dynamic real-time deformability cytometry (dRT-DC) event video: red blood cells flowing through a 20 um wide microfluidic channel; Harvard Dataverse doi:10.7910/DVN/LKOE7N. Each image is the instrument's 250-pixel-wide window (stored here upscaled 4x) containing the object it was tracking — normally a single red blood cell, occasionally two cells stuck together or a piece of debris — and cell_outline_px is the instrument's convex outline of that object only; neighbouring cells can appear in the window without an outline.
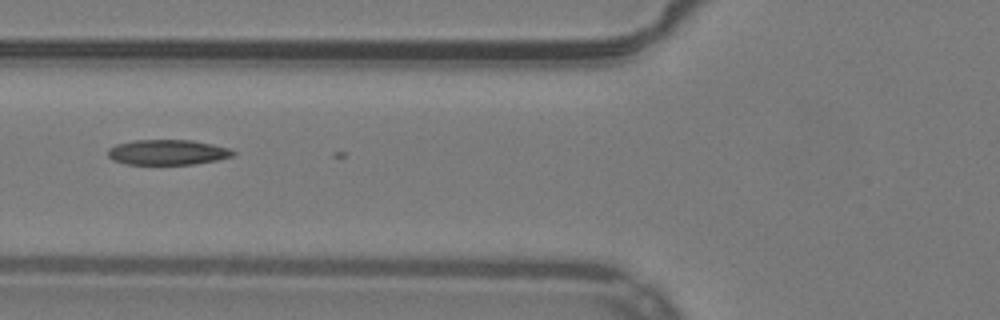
{"species": "common noctule bat (a hibernating species)", "species_latin": "Nyctalus noctula", "temperature_condition": "warm", "stored_images_in_passage": 6, "camera_frame_rate_fps": 3000, "um_per_image_px": 0.085, "animal": {"sex": "male", "body_mass_g": 19.2, "forearm_length_mm": 51.8}, "frame": {"image": 1, "passage_image": 4, "time_ms": 1.0, "image_size_px": [1000, 320], "cell_outline_px": [[236, 152], [232, 156], [216, 160], [196, 164], [128, 164], [112, 160], [108, 156], [108, 148], [116, 144], [136, 140], [192, 140], [232, 148]], "centroid_in_image_um": [14.26, 12.94], "position_along_channel_um": 111.5, "area_um2": 18.44}}